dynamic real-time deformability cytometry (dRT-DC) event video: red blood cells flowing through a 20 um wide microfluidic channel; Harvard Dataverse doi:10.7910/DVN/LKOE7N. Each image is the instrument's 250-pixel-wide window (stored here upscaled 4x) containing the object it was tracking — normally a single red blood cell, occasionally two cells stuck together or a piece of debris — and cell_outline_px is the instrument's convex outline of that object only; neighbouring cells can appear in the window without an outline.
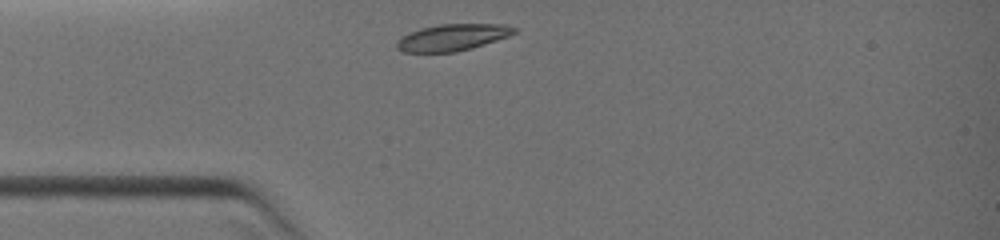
{"species": "common noctule bat (a hibernating species)", "species_latin": "Nyctalus noctula", "temperature_condition": "warm", "stored_images_in_passage": 24, "camera_frame_rate_fps": 3000, "um_per_image_px": 0.085, "animal": {"sex": "female", "body_mass_g": 19.0, "forearm_length_mm": 51.5}, "frame": {"image": 1, "passage_image": 1, "time_ms": 0.0, "image_size_px": [1000, 240], "cell_outline_px": [[520, 28], [516, 32], [508, 36], [472, 48], [456, 52], [404, 52], [396, 48], [396, 40], [400, 36], [408, 32], [420, 28], [440, 24], [504, 24]], "centroid_in_image_um": [38.43, 3.17], "position_along_channel_um": 46.6, "area_um2": 18.44}}
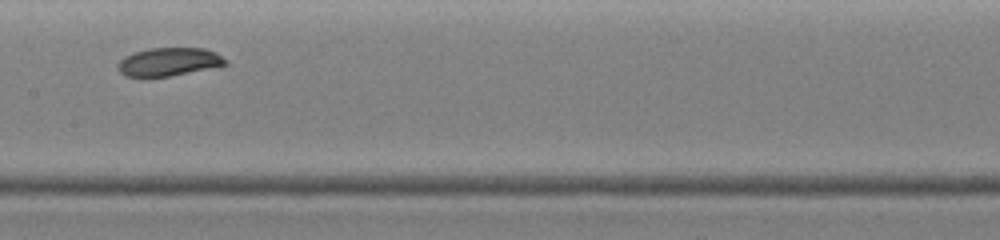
{"frame": {"image": 2, "passage_image": 11, "time_ms": 3.333, "image_size_px": [1000, 240], "cell_outline_px": [[228, 64], [220, 68], [148, 80], [144, 80], [124, 76], [116, 68], [120, 60], [124, 56], [132, 52], [148, 48], [204, 48], [216, 52], [228, 60]], "centroid_in_image_um": [14.35, 5.31], "position_along_channel_um": 193.0, "area_um2": 19.02}}
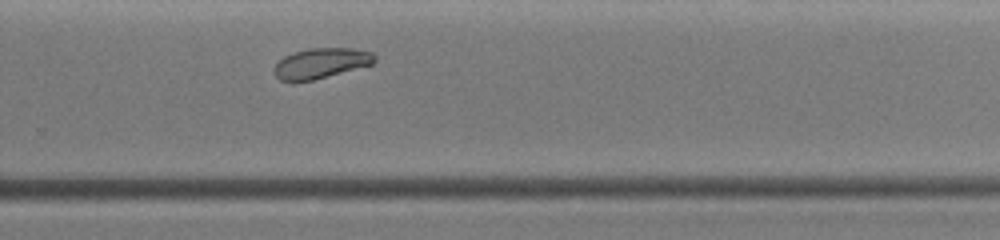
{"frame": {"image": 3, "passage_image": 18, "time_ms": 5.667, "image_size_px": [1000, 240], "cell_outline_px": [[376, 60], [372, 64], [312, 80], [280, 80], [272, 72], [272, 68], [284, 56], [308, 48], [356, 48], [372, 52], [376, 56]], "centroid_in_image_um": [27.29, 5.35], "position_along_channel_um": 302.5, "area_um2": 17.51}}